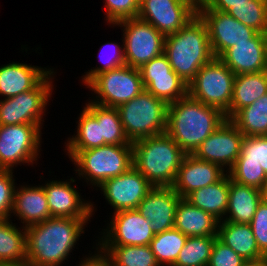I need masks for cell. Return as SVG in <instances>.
Listing matches in <instances>:
<instances>
[{
	"instance_id": "cell-5",
	"label": "cell",
	"mask_w": 267,
	"mask_h": 266,
	"mask_svg": "<svg viewBox=\"0 0 267 266\" xmlns=\"http://www.w3.org/2000/svg\"><path fill=\"white\" fill-rule=\"evenodd\" d=\"M73 163L77 180L97 189L105 180L119 176L133 166L132 144L104 145L87 150H63Z\"/></svg>"
},
{
	"instance_id": "cell-16",
	"label": "cell",
	"mask_w": 267,
	"mask_h": 266,
	"mask_svg": "<svg viewBox=\"0 0 267 266\" xmlns=\"http://www.w3.org/2000/svg\"><path fill=\"white\" fill-rule=\"evenodd\" d=\"M152 188L148 180L132 166L123 174L105 180L95 190L103 194L105 202L111 207L109 209H113L111 213H116L137 209Z\"/></svg>"
},
{
	"instance_id": "cell-12",
	"label": "cell",
	"mask_w": 267,
	"mask_h": 266,
	"mask_svg": "<svg viewBox=\"0 0 267 266\" xmlns=\"http://www.w3.org/2000/svg\"><path fill=\"white\" fill-rule=\"evenodd\" d=\"M105 225L98 230L95 240L98 246H142L149 245L155 233L150 221L144 218L137 209L109 213ZM108 222V223H107Z\"/></svg>"
},
{
	"instance_id": "cell-9",
	"label": "cell",
	"mask_w": 267,
	"mask_h": 266,
	"mask_svg": "<svg viewBox=\"0 0 267 266\" xmlns=\"http://www.w3.org/2000/svg\"><path fill=\"white\" fill-rule=\"evenodd\" d=\"M234 79L235 74L214 57L188 84L187 94L205 105L220 109L229 119Z\"/></svg>"
},
{
	"instance_id": "cell-50",
	"label": "cell",
	"mask_w": 267,
	"mask_h": 266,
	"mask_svg": "<svg viewBox=\"0 0 267 266\" xmlns=\"http://www.w3.org/2000/svg\"><path fill=\"white\" fill-rule=\"evenodd\" d=\"M195 5L199 6L205 3L206 0H191Z\"/></svg>"
},
{
	"instance_id": "cell-29",
	"label": "cell",
	"mask_w": 267,
	"mask_h": 266,
	"mask_svg": "<svg viewBox=\"0 0 267 266\" xmlns=\"http://www.w3.org/2000/svg\"><path fill=\"white\" fill-rule=\"evenodd\" d=\"M77 125V126H76ZM73 135L64 142V150H87L107 145L101 138L100 125L97 119L83 106L80 111Z\"/></svg>"
},
{
	"instance_id": "cell-28",
	"label": "cell",
	"mask_w": 267,
	"mask_h": 266,
	"mask_svg": "<svg viewBox=\"0 0 267 266\" xmlns=\"http://www.w3.org/2000/svg\"><path fill=\"white\" fill-rule=\"evenodd\" d=\"M12 221L0 220V262L26 265V230Z\"/></svg>"
},
{
	"instance_id": "cell-13",
	"label": "cell",
	"mask_w": 267,
	"mask_h": 266,
	"mask_svg": "<svg viewBox=\"0 0 267 266\" xmlns=\"http://www.w3.org/2000/svg\"><path fill=\"white\" fill-rule=\"evenodd\" d=\"M43 177L45 176L40 175L41 180L45 181L41 184L44 187L51 217L92 219L95 216L98 206H95L96 203L91 199L83 198L82 193L77 190L76 177L72 175V177L67 176L68 179L61 180L54 177L47 179L48 181Z\"/></svg>"
},
{
	"instance_id": "cell-36",
	"label": "cell",
	"mask_w": 267,
	"mask_h": 266,
	"mask_svg": "<svg viewBox=\"0 0 267 266\" xmlns=\"http://www.w3.org/2000/svg\"><path fill=\"white\" fill-rule=\"evenodd\" d=\"M227 13L259 33H267V0H248L234 5Z\"/></svg>"
},
{
	"instance_id": "cell-42",
	"label": "cell",
	"mask_w": 267,
	"mask_h": 266,
	"mask_svg": "<svg viewBox=\"0 0 267 266\" xmlns=\"http://www.w3.org/2000/svg\"><path fill=\"white\" fill-rule=\"evenodd\" d=\"M139 70L144 87L155 78L170 77L175 73L164 53L144 64Z\"/></svg>"
},
{
	"instance_id": "cell-32",
	"label": "cell",
	"mask_w": 267,
	"mask_h": 266,
	"mask_svg": "<svg viewBox=\"0 0 267 266\" xmlns=\"http://www.w3.org/2000/svg\"><path fill=\"white\" fill-rule=\"evenodd\" d=\"M187 238L175 227L155 234L149 246L158 264L160 266H173Z\"/></svg>"
},
{
	"instance_id": "cell-17",
	"label": "cell",
	"mask_w": 267,
	"mask_h": 266,
	"mask_svg": "<svg viewBox=\"0 0 267 266\" xmlns=\"http://www.w3.org/2000/svg\"><path fill=\"white\" fill-rule=\"evenodd\" d=\"M243 133L226 119L196 149L193 155L203 161L215 163L228 172L240 155Z\"/></svg>"
},
{
	"instance_id": "cell-26",
	"label": "cell",
	"mask_w": 267,
	"mask_h": 266,
	"mask_svg": "<svg viewBox=\"0 0 267 266\" xmlns=\"http://www.w3.org/2000/svg\"><path fill=\"white\" fill-rule=\"evenodd\" d=\"M228 194L229 174L227 173L220 181L192 191L185 199L220 222L224 219L228 207Z\"/></svg>"
},
{
	"instance_id": "cell-38",
	"label": "cell",
	"mask_w": 267,
	"mask_h": 266,
	"mask_svg": "<svg viewBox=\"0 0 267 266\" xmlns=\"http://www.w3.org/2000/svg\"><path fill=\"white\" fill-rule=\"evenodd\" d=\"M235 164L261 165L267 175V136H245Z\"/></svg>"
},
{
	"instance_id": "cell-2",
	"label": "cell",
	"mask_w": 267,
	"mask_h": 266,
	"mask_svg": "<svg viewBox=\"0 0 267 266\" xmlns=\"http://www.w3.org/2000/svg\"><path fill=\"white\" fill-rule=\"evenodd\" d=\"M226 119L220 109L205 105L187 94L168 104L165 133L186 154H193Z\"/></svg>"
},
{
	"instance_id": "cell-39",
	"label": "cell",
	"mask_w": 267,
	"mask_h": 266,
	"mask_svg": "<svg viewBox=\"0 0 267 266\" xmlns=\"http://www.w3.org/2000/svg\"><path fill=\"white\" fill-rule=\"evenodd\" d=\"M104 23L114 25L117 22L135 18L139 13V0H104Z\"/></svg>"
},
{
	"instance_id": "cell-6",
	"label": "cell",
	"mask_w": 267,
	"mask_h": 266,
	"mask_svg": "<svg viewBox=\"0 0 267 266\" xmlns=\"http://www.w3.org/2000/svg\"><path fill=\"white\" fill-rule=\"evenodd\" d=\"M168 105L143 90L134 99L117 107L126 137L130 142L164 134Z\"/></svg>"
},
{
	"instance_id": "cell-25",
	"label": "cell",
	"mask_w": 267,
	"mask_h": 266,
	"mask_svg": "<svg viewBox=\"0 0 267 266\" xmlns=\"http://www.w3.org/2000/svg\"><path fill=\"white\" fill-rule=\"evenodd\" d=\"M217 238L233 249L245 261L267 259L258 248L250 224L220 221Z\"/></svg>"
},
{
	"instance_id": "cell-19",
	"label": "cell",
	"mask_w": 267,
	"mask_h": 266,
	"mask_svg": "<svg viewBox=\"0 0 267 266\" xmlns=\"http://www.w3.org/2000/svg\"><path fill=\"white\" fill-rule=\"evenodd\" d=\"M181 198L172 187H153L139 203L137 211L150 221L155 234L162 233L174 227Z\"/></svg>"
},
{
	"instance_id": "cell-46",
	"label": "cell",
	"mask_w": 267,
	"mask_h": 266,
	"mask_svg": "<svg viewBox=\"0 0 267 266\" xmlns=\"http://www.w3.org/2000/svg\"><path fill=\"white\" fill-rule=\"evenodd\" d=\"M248 0H206L205 4L212 10L227 12L234 5L246 4Z\"/></svg>"
},
{
	"instance_id": "cell-33",
	"label": "cell",
	"mask_w": 267,
	"mask_h": 266,
	"mask_svg": "<svg viewBox=\"0 0 267 266\" xmlns=\"http://www.w3.org/2000/svg\"><path fill=\"white\" fill-rule=\"evenodd\" d=\"M99 247L108 254L112 266H160L149 245Z\"/></svg>"
},
{
	"instance_id": "cell-24",
	"label": "cell",
	"mask_w": 267,
	"mask_h": 266,
	"mask_svg": "<svg viewBox=\"0 0 267 266\" xmlns=\"http://www.w3.org/2000/svg\"><path fill=\"white\" fill-rule=\"evenodd\" d=\"M219 221L206 211L181 198L176 208L174 227L187 237L217 236Z\"/></svg>"
},
{
	"instance_id": "cell-35",
	"label": "cell",
	"mask_w": 267,
	"mask_h": 266,
	"mask_svg": "<svg viewBox=\"0 0 267 266\" xmlns=\"http://www.w3.org/2000/svg\"><path fill=\"white\" fill-rule=\"evenodd\" d=\"M120 40L121 43L108 41L105 44L101 45L99 54H97L101 65L91 67L90 70L88 69V71H85L84 74H82V76L80 77L82 86H86L96 75L126 64L123 37L122 39L120 38Z\"/></svg>"
},
{
	"instance_id": "cell-10",
	"label": "cell",
	"mask_w": 267,
	"mask_h": 266,
	"mask_svg": "<svg viewBox=\"0 0 267 266\" xmlns=\"http://www.w3.org/2000/svg\"><path fill=\"white\" fill-rule=\"evenodd\" d=\"M86 88L93 96L88 98L89 101L114 108L134 99L145 90L140 70L126 64L96 75Z\"/></svg>"
},
{
	"instance_id": "cell-40",
	"label": "cell",
	"mask_w": 267,
	"mask_h": 266,
	"mask_svg": "<svg viewBox=\"0 0 267 266\" xmlns=\"http://www.w3.org/2000/svg\"><path fill=\"white\" fill-rule=\"evenodd\" d=\"M227 173L232 180L243 185L261 189L267 183V175L261 165L234 164Z\"/></svg>"
},
{
	"instance_id": "cell-30",
	"label": "cell",
	"mask_w": 267,
	"mask_h": 266,
	"mask_svg": "<svg viewBox=\"0 0 267 266\" xmlns=\"http://www.w3.org/2000/svg\"><path fill=\"white\" fill-rule=\"evenodd\" d=\"M98 121L101 138L106 144H132L126 137L117 108L95 104L88 99L83 105Z\"/></svg>"
},
{
	"instance_id": "cell-4",
	"label": "cell",
	"mask_w": 267,
	"mask_h": 266,
	"mask_svg": "<svg viewBox=\"0 0 267 266\" xmlns=\"http://www.w3.org/2000/svg\"><path fill=\"white\" fill-rule=\"evenodd\" d=\"M133 166L153 187H171L186 153L166 133L136 140Z\"/></svg>"
},
{
	"instance_id": "cell-37",
	"label": "cell",
	"mask_w": 267,
	"mask_h": 266,
	"mask_svg": "<svg viewBox=\"0 0 267 266\" xmlns=\"http://www.w3.org/2000/svg\"><path fill=\"white\" fill-rule=\"evenodd\" d=\"M187 88L188 85L176 73L170 77L155 78L145 86L146 91L167 105L185 97Z\"/></svg>"
},
{
	"instance_id": "cell-11",
	"label": "cell",
	"mask_w": 267,
	"mask_h": 266,
	"mask_svg": "<svg viewBox=\"0 0 267 266\" xmlns=\"http://www.w3.org/2000/svg\"><path fill=\"white\" fill-rule=\"evenodd\" d=\"M110 27H120L122 31L127 66L139 69L164 53L165 36L139 17L121 20Z\"/></svg>"
},
{
	"instance_id": "cell-15",
	"label": "cell",
	"mask_w": 267,
	"mask_h": 266,
	"mask_svg": "<svg viewBox=\"0 0 267 266\" xmlns=\"http://www.w3.org/2000/svg\"><path fill=\"white\" fill-rule=\"evenodd\" d=\"M196 15L197 5L191 0H141L137 17L167 36L176 33Z\"/></svg>"
},
{
	"instance_id": "cell-45",
	"label": "cell",
	"mask_w": 267,
	"mask_h": 266,
	"mask_svg": "<svg viewBox=\"0 0 267 266\" xmlns=\"http://www.w3.org/2000/svg\"><path fill=\"white\" fill-rule=\"evenodd\" d=\"M93 245L91 250H88V254H83V257L79 258L80 261L79 264L75 266H112L110 257L108 254L103 251L97 244L95 245V242L93 241ZM85 255V256H84Z\"/></svg>"
},
{
	"instance_id": "cell-41",
	"label": "cell",
	"mask_w": 267,
	"mask_h": 266,
	"mask_svg": "<svg viewBox=\"0 0 267 266\" xmlns=\"http://www.w3.org/2000/svg\"><path fill=\"white\" fill-rule=\"evenodd\" d=\"M15 177L13 170L0 169V220L11 216L17 186Z\"/></svg>"
},
{
	"instance_id": "cell-47",
	"label": "cell",
	"mask_w": 267,
	"mask_h": 266,
	"mask_svg": "<svg viewBox=\"0 0 267 266\" xmlns=\"http://www.w3.org/2000/svg\"><path fill=\"white\" fill-rule=\"evenodd\" d=\"M243 266H267V259H259L255 261H246Z\"/></svg>"
},
{
	"instance_id": "cell-14",
	"label": "cell",
	"mask_w": 267,
	"mask_h": 266,
	"mask_svg": "<svg viewBox=\"0 0 267 266\" xmlns=\"http://www.w3.org/2000/svg\"><path fill=\"white\" fill-rule=\"evenodd\" d=\"M197 14L208 28L210 47L215 58H219L236 43L249 42L257 33L227 12L212 10L205 3L197 6Z\"/></svg>"
},
{
	"instance_id": "cell-43",
	"label": "cell",
	"mask_w": 267,
	"mask_h": 266,
	"mask_svg": "<svg viewBox=\"0 0 267 266\" xmlns=\"http://www.w3.org/2000/svg\"><path fill=\"white\" fill-rule=\"evenodd\" d=\"M245 262L233 249L216 238L208 266H243Z\"/></svg>"
},
{
	"instance_id": "cell-49",
	"label": "cell",
	"mask_w": 267,
	"mask_h": 266,
	"mask_svg": "<svg viewBox=\"0 0 267 266\" xmlns=\"http://www.w3.org/2000/svg\"><path fill=\"white\" fill-rule=\"evenodd\" d=\"M0 266H27V265L18 264L14 262H0Z\"/></svg>"
},
{
	"instance_id": "cell-48",
	"label": "cell",
	"mask_w": 267,
	"mask_h": 266,
	"mask_svg": "<svg viewBox=\"0 0 267 266\" xmlns=\"http://www.w3.org/2000/svg\"><path fill=\"white\" fill-rule=\"evenodd\" d=\"M261 199L267 204V183L261 188Z\"/></svg>"
},
{
	"instance_id": "cell-31",
	"label": "cell",
	"mask_w": 267,
	"mask_h": 266,
	"mask_svg": "<svg viewBox=\"0 0 267 266\" xmlns=\"http://www.w3.org/2000/svg\"><path fill=\"white\" fill-rule=\"evenodd\" d=\"M244 136H267V94L229 119Z\"/></svg>"
},
{
	"instance_id": "cell-21",
	"label": "cell",
	"mask_w": 267,
	"mask_h": 266,
	"mask_svg": "<svg viewBox=\"0 0 267 266\" xmlns=\"http://www.w3.org/2000/svg\"><path fill=\"white\" fill-rule=\"evenodd\" d=\"M13 215V216H12ZM15 217L19 226L28 227L51 217L47 197L42 184H17L10 219Z\"/></svg>"
},
{
	"instance_id": "cell-20",
	"label": "cell",
	"mask_w": 267,
	"mask_h": 266,
	"mask_svg": "<svg viewBox=\"0 0 267 266\" xmlns=\"http://www.w3.org/2000/svg\"><path fill=\"white\" fill-rule=\"evenodd\" d=\"M227 172L218 164L197 159L186 154L171 186L176 193L185 198L189 193L220 181Z\"/></svg>"
},
{
	"instance_id": "cell-22",
	"label": "cell",
	"mask_w": 267,
	"mask_h": 266,
	"mask_svg": "<svg viewBox=\"0 0 267 266\" xmlns=\"http://www.w3.org/2000/svg\"><path fill=\"white\" fill-rule=\"evenodd\" d=\"M55 67L10 62L0 66V99L34 89Z\"/></svg>"
},
{
	"instance_id": "cell-44",
	"label": "cell",
	"mask_w": 267,
	"mask_h": 266,
	"mask_svg": "<svg viewBox=\"0 0 267 266\" xmlns=\"http://www.w3.org/2000/svg\"><path fill=\"white\" fill-rule=\"evenodd\" d=\"M259 250L267 257V204L261 201L249 223Z\"/></svg>"
},
{
	"instance_id": "cell-1",
	"label": "cell",
	"mask_w": 267,
	"mask_h": 266,
	"mask_svg": "<svg viewBox=\"0 0 267 266\" xmlns=\"http://www.w3.org/2000/svg\"><path fill=\"white\" fill-rule=\"evenodd\" d=\"M91 219L50 217L26 230L27 266H63L78 249L79 240L88 231ZM89 223V224H88ZM77 245V247H76ZM67 262H66V261Z\"/></svg>"
},
{
	"instance_id": "cell-23",
	"label": "cell",
	"mask_w": 267,
	"mask_h": 266,
	"mask_svg": "<svg viewBox=\"0 0 267 266\" xmlns=\"http://www.w3.org/2000/svg\"><path fill=\"white\" fill-rule=\"evenodd\" d=\"M261 201V189L240 184L229 176L228 207L222 221L249 224Z\"/></svg>"
},
{
	"instance_id": "cell-18",
	"label": "cell",
	"mask_w": 267,
	"mask_h": 266,
	"mask_svg": "<svg viewBox=\"0 0 267 266\" xmlns=\"http://www.w3.org/2000/svg\"><path fill=\"white\" fill-rule=\"evenodd\" d=\"M219 59L235 75L267 70V33L257 32L249 42L236 43Z\"/></svg>"
},
{
	"instance_id": "cell-7",
	"label": "cell",
	"mask_w": 267,
	"mask_h": 266,
	"mask_svg": "<svg viewBox=\"0 0 267 266\" xmlns=\"http://www.w3.org/2000/svg\"><path fill=\"white\" fill-rule=\"evenodd\" d=\"M44 124L0 125V169L39 164ZM39 158V159H38Z\"/></svg>"
},
{
	"instance_id": "cell-27",
	"label": "cell",
	"mask_w": 267,
	"mask_h": 266,
	"mask_svg": "<svg viewBox=\"0 0 267 266\" xmlns=\"http://www.w3.org/2000/svg\"><path fill=\"white\" fill-rule=\"evenodd\" d=\"M267 94V70L235 75L229 119L240 109Z\"/></svg>"
},
{
	"instance_id": "cell-8",
	"label": "cell",
	"mask_w": 267,
	"mask_h": 266,
	"mask_svg": "<svg viewBox=\"0 0 267 266\" xmlns=\"http://www.w3.org/2000/svg\"><path fill=\"white\" fill-rule=\"evenodd\" d=\"M57 73L55 68L34 89L0 99V125L44 124Z\"/></svg>"
},
{
	"instance_id": "cell-3",
	"label": "cell",
	"mask_w": 267,
	"mask_h": 266,
	"mask_svg": "<svg viewBox=\"0 0 267 266\" xmlns=\"http://www.w3.org/2000/svg\"><path fill=\"white\" fill-rule=\"evenodd\" d=\"M164 54L172 70L187 85L214 58L208 28L198 14L176 33L165 36Z\"/></svg>"
},
{
	"instance_id": "cell-34",
	"label": "cell",
	"mask_w": 267,
	"mask_h": 266,
	"mask_svg": "<svg viewBox=\"0 0 267 266\" xmlns=\"http://www.w3.org/2000/svg\"><path fill=\"white\" fill-rule=\"evenodd\" d=\"M217 236L188 237L173 266H208Z\"/></svg>"
}]
</instances>
